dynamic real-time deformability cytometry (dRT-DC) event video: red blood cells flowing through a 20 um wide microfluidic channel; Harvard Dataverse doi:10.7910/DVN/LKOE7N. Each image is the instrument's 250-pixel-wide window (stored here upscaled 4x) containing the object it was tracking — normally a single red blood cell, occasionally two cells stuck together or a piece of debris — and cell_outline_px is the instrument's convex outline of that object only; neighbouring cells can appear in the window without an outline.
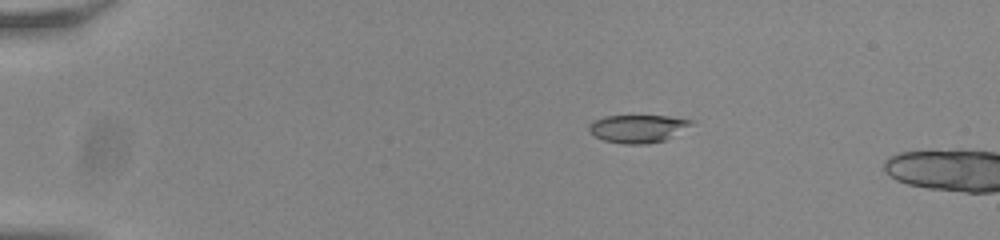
{"species": "common noctule bat (a hibernating species)", "species_latin": "Nyctalus noctula", "temperature_condition": "room temperature", "stored_images_in_passage": 16, "camera_frame_rate_fps": 3000, "um_per_image_px": 0.085, "animal": {"sex": "male", "body_mass_g": 20.0, "forearm_length_mm": 53.3}, "frame": {"image": 1, "passage_image": 12, "time_ms": 3.667, "image_size_px": [1000, 240], "cell_outline_px": [[696, 124], [664, 140], [648, 144], [624, 144], [604, 140], [588, 132], [588, 124], [592, 120], [604, 116], [668, 116], [696, 120]], "centroid_in_image_um": [54.23, 10.92], "position_along_channel_um": 30.8, "area_um2": 16.88}}